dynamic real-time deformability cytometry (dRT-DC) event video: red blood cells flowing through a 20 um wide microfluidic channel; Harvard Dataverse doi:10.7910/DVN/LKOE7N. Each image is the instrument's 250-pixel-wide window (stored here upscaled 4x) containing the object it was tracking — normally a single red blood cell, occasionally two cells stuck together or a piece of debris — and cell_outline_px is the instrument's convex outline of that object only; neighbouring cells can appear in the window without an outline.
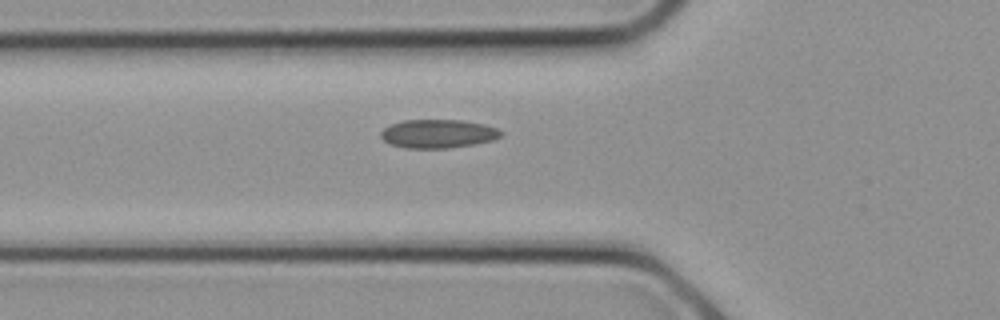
{"species": "common noctule bat (a hibernating species)", "species_latin": "Nyctalus noctula", "temperature_condition": "cold", "stored_images_in_passage": 10, "camera_frame_rate_fps": 3000, "um_per_image_px": 0.085, "animal": {"sex": "female", "body_mass_g": 21.9}, "frame": {"image": 1, "passage_image": 5, "time_ms": 1.333, "image_size_px": [1000, 320], "cell_outline_px": [[504, 132], [500, 136], [492, 140], [476, 144], [448, 148], [404, 148], [388, 144], [380, 136], [380, 132], [384, 128], [392, 124], [404, 120], [460, 120], [484, 124], [496, 128]], "centroid_in_image_um": [37.22, 11.37], "position_along_channel_um": 88.6, "area_um2": 20.06}}
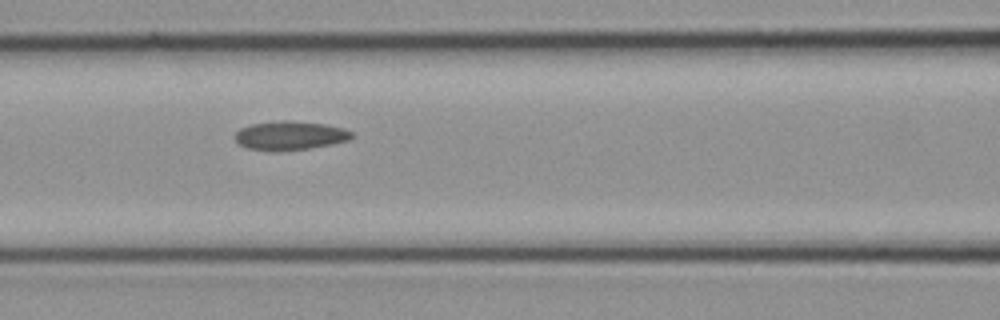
{"frame": {"image": 2, "passage_image": 7, "time_ms": 2.0, "image_size_px": [1000, 320], "cell_outline_px": [[352, 136], [348, 140], [332, 144], [308, 148], [280, 152], [272, 152], [248, 148], [240, 144], [236, 140], [236, 132], [240, 128], [252, 124], [280, 120], [284, 120], [324, 124], [344, 128], [352, 132]], "centroid_in_image_um": [24.64, 11.53], "position_along_channel_um": 142.0, "area_um2": 19.59}}
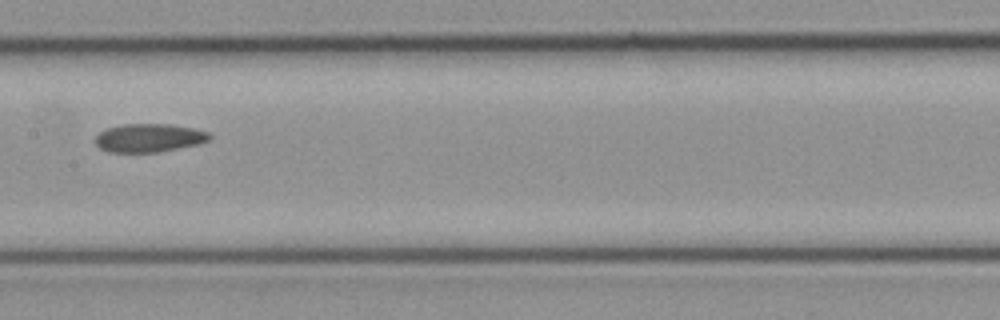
{"frame": {"image": 3, "passage_image": 9, "time_ms": 2.667, "image_size_px": [1000, 320], "cell_outline_px": [[212, 136], [208, 140], [196, 144], [160, 152], [108, 152], [100, 148], [96, 144], [96, 136], [100, 132], [108, 128], [124, 124], [168, 124], [192, 128], [208, 132]], "centroid_in_image_um": [12.65, 11.72], "position_along_channel_um": 194.7, "area_um2": 18.67}}